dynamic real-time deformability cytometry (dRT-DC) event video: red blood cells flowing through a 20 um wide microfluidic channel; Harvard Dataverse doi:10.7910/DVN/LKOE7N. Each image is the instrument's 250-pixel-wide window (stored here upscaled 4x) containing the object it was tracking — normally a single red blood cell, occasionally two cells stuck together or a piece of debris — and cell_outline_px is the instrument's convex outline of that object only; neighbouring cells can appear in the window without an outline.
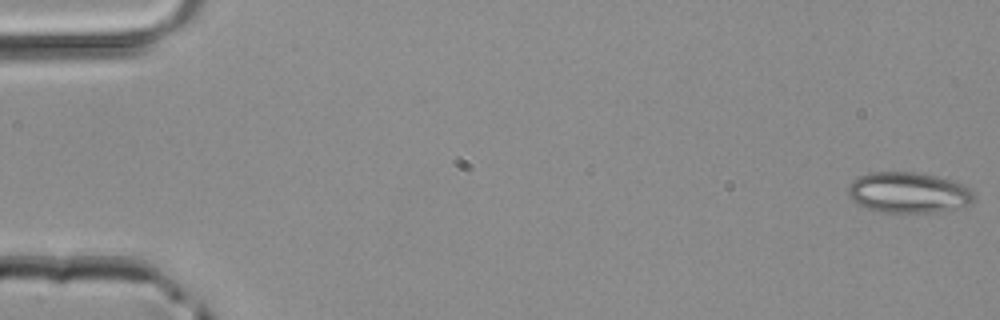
{"species": "common noctule bat (a hibernating species)", "species_latin": "Nyctalus noctula", "temperature_condition": "room temperature", "stored_images_in_passage": 4, "camera_frame_rate_fps": 3000, "um_per_image_px": 0.085, "animal": {"sex": "male", "body_mass_g": 20.4}, "frame": {"image": 1, "passage_image": 1, "time_ms": 0.0, "image_size_px": [1000, 320], "cell_outline_px": [[976, 196], [972, 204], [964, 208], [936, 212], [880, 212], [856, 204], [852, 200], [848, 192], [848, 184], [852, 180], [860, 176], [872, 172], [916, 172], [936, 176], [952, 180], [972, 188], [976, 192]], "centroid_in_image_um": [77.29, 16.38], "position_along_channel_um": 7.7, "area_um2": 30.4}}